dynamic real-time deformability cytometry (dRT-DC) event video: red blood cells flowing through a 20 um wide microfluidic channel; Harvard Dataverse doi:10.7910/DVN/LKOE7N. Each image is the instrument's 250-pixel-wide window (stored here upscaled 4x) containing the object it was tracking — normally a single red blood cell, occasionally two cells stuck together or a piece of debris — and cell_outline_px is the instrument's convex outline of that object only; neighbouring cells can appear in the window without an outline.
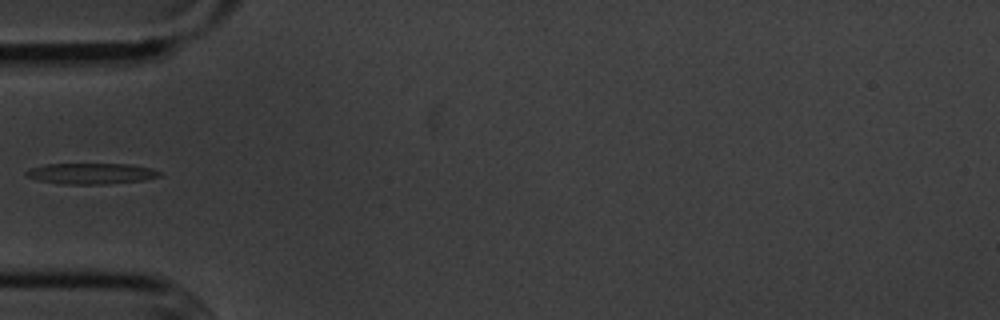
{"species": "common noctule bat (a hibernating species)", "species_latin": "Nyctalus noctula", "temperature_condition": "cold", "stored_images_in_passage": 6, "camera_frame_rate_fps": 3000, "um_per_image_px": 0.085, "animal": {"sex": "male", "body_mass_g": 20.1, "forearm_length_mm": 53.5}, "frame": {"image": 1, "passage_image": 6, "time_ms": 5.667, "image_size_px": [1000, 320], "cell_outline_px": [[160, 176], [144, 180], [108, 184], [60, 184], [40, 180], [24, 176], [24, 172], [28, 168], [44, 164], [132, 164], [152, 168], [160, 172]], "centroid_in_image_um": [7.71, 14.75], "position_along_channel_um": 77.3, "area_um2": 16.42}}